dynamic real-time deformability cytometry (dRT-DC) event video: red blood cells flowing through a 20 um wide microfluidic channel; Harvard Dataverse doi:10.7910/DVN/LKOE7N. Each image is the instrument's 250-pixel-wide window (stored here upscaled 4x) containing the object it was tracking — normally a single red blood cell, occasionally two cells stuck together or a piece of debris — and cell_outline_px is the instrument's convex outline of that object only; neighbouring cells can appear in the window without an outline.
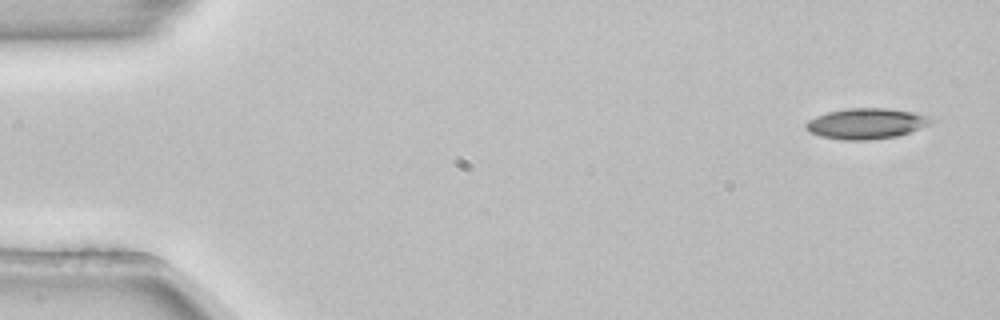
{"species": "common noctule bat (a hibernating species)", "species_latin": "Nyctalus noctula", "temperature_condition": "room temperature", "stored_images_in_passage": 5, "camera_frame_rate_fps": 3000, "um_per_image_px": 0.085, "animal": {"sex": "female", "body_mass_g": 22.7, "forearm_length_mm": 54.2}, "frame": {"image": 1, "passage_image": 1, "time_ms": 0.0, "image_size_px": [1000, 320], "cell_outline_px": [[936, 120], [932, 124], [896, 136], [868, 140], [844, 140], [820, 136], [808, 132], [804, 128], [804, 124], [808, 120], [816, 116], [828, 112], [848, 108], [888, 108], [916, 112], [928, 116]], "centroid_in_image_um": [73.63, 10.5], "position_along_channel_um": 11.4, "area_um2": 22.54}}